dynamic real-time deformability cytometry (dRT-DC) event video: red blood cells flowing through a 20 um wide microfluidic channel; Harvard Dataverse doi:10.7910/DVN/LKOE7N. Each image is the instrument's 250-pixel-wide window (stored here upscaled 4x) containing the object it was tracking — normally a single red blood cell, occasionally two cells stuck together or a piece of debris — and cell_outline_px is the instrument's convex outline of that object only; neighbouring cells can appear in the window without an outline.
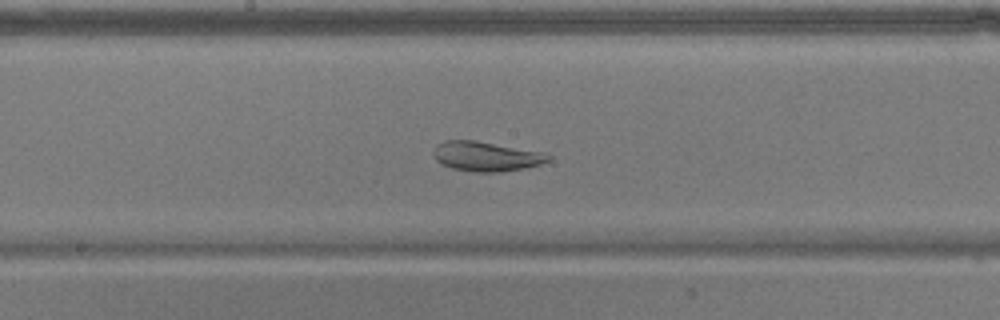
{"species": "common noctule bat (a hibernating species)", "species_latin": "Nyctalus noctula", "temperature_condition": "warm", "stored_images_in_passage": 54, "camera_frame_rate_fps": 3000, "um_per_image_px": 0.085, "animal": {"sex": "male", "body_mass_g": 17.9}, "frame": {"image": 1, "passage_image": 28, "time_ms": 9.0, "image_size_px": [1000, 320], "cell_outline_px": [[552, 160], [540, 164], [524, 168], [500, 172], [472, 172], [452, 168], [440, 164], [436, 160], [432, 152], [436, 144], [444, 140], [476, 140], [544, 152], [552, 156]], "centroid_in_image_um": [41.32, 13.28], "position_along_channel_um": 206.9, "area_um2": 20.17}}
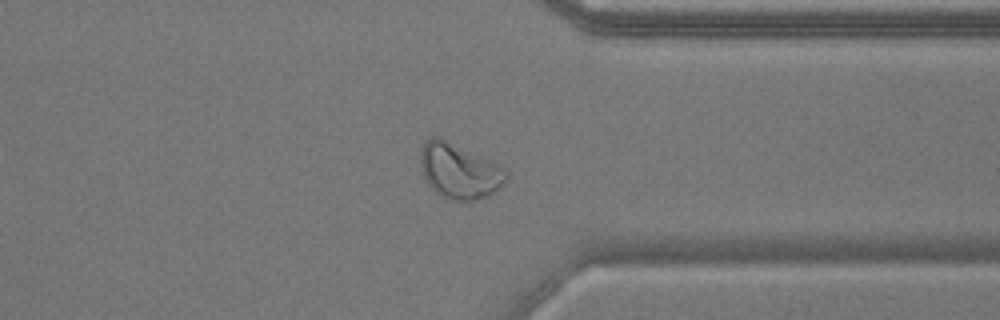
{"frame": {"image": 2, "passage_image": 42, "time_ms": 13.667, "image_size_px": [1000, 320], "cell_outline_px": [[508, 180], [496, 192], [488, 196], [476, 200], [456, 200], [444, 196], [436, 192], [428, 184], [424, 176], [420, 164], [420, 152], [424, 144], [432, 136], [440, 136], [492, 160], [504, 168], [508, 172]], "centroid_in_image_um": [39.08, 14.51], "position_along_channel_um": 372.3, "area_um2": 27.8}}
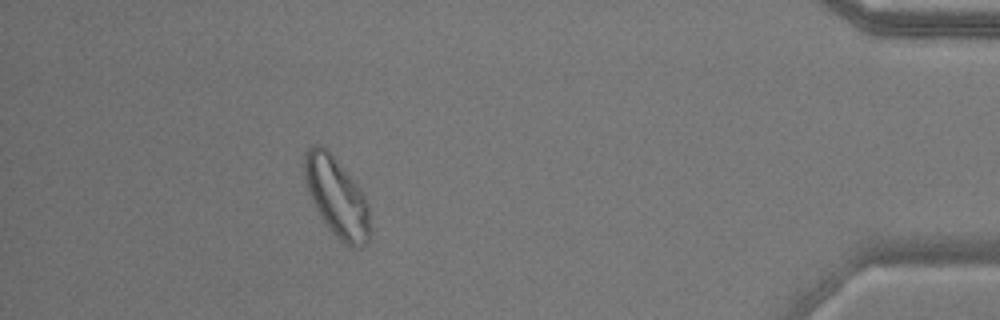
{"frame": {"image": 3, "passage_image": 49, "time_ms": 16.0, "image_size_px": [1000, 320], "cell_outline_px": [[372, 236], [356, 252], [340, 240], [328, 228], [316, 208], [308, 192], [304, 176], [304, 152], [308, 148], [316, 144], [320, 144], [328, 148], [360, 188], [368, 204]], "centroid_in_image_um": [28.65, 16.77], "position_along_channel_um": 406.6, "area_um2": 30.81}, "authors_computed_cell_mechanics": {"area_um2": 27.8885, "velocity_mm_per_s": 3.6193, "shape_relaxation_time_tau1_ms": null, "shape_relaxation_time_tau2_ms": 1.3161, "deformation_change_tau1": null, "deformation_change_tau2": 0.0648}}